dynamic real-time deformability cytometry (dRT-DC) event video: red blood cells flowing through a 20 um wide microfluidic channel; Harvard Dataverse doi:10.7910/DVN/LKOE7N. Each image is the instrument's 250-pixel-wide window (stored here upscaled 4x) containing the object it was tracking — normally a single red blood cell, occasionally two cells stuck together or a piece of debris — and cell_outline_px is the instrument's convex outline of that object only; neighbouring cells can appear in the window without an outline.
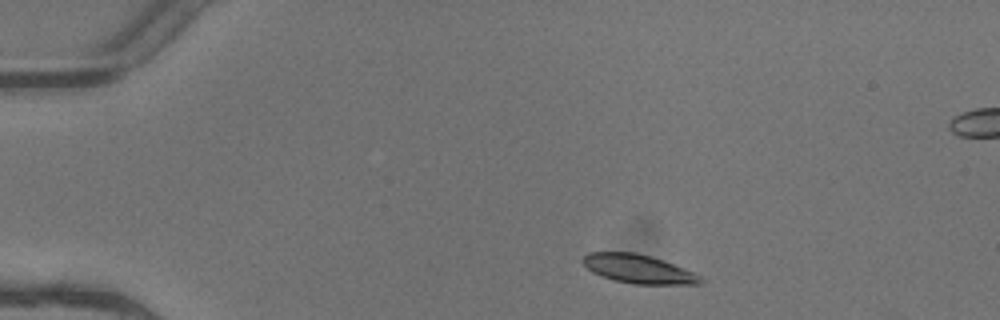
{"species": "common noctule bat (a hibernating species)", "species_latin": "Nyctalus noctula", "temperature_condition": "warm", "stored_images_in_passage": 3, "camera_frame_rate_fps": 3000, "um_per_image_px": 0.085, "animal": {"sex": "female"}, "frame": {"image": 1, "passage_image": 1, "time_ms": 0.0, "image_size_px": [1000, 320], "cell_outline_px": [[704, 280], [700, 284], [632, 284], [612, 280], [600, 276], [592, 272], [580, 260], [588, 252], [636, 252], [652, 256], [696, 272]], "centroid_in_image_um": [54.27, 22.86], "position_along_channel_um": 30.7, "area_um2": 20.0}}